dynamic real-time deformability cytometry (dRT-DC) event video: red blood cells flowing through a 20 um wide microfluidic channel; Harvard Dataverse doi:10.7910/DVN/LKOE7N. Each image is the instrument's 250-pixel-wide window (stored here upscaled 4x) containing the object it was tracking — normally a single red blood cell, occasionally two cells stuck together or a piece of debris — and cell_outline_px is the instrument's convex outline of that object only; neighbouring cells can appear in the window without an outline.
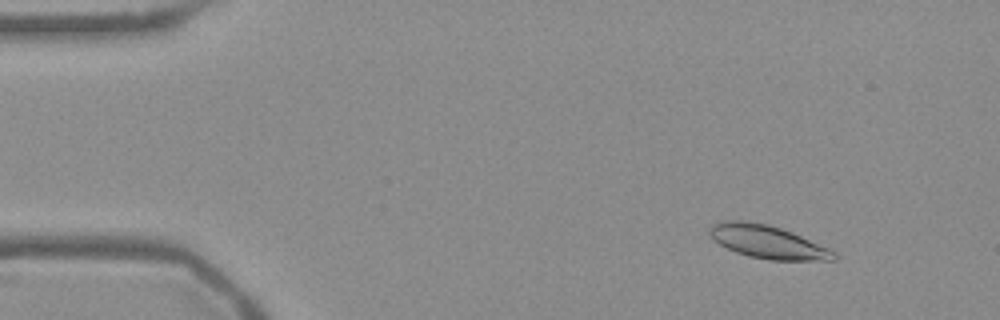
{"species": "Egyptian fruit bat (a non-hibernating species)", "species_latin": "Rousettus aegyptiacus", "temperature_condition": "warm", "stored_images_in_passage": 54, "camera_frame_rate_fps": 3000, "um_per_image_px": 0.085, "frame": {"image": 1, "passage_image": 6, "time_ms": 1.667, "image_size_px": [1000, 320], "cell_outline_px": [[840, 256], [836, 260], [768, 260], [748, 256], [736, 252], [712, 240], [708, 232], [708, 228], [712, 224], [720, 220], [744, 220], [768, 224], [792, 232], [828, 248], [836, 252]], "centroid_in_image_um": [65.22, 20.55], "position_along_channel_um": 19.8, "area_um2": 24.22}}
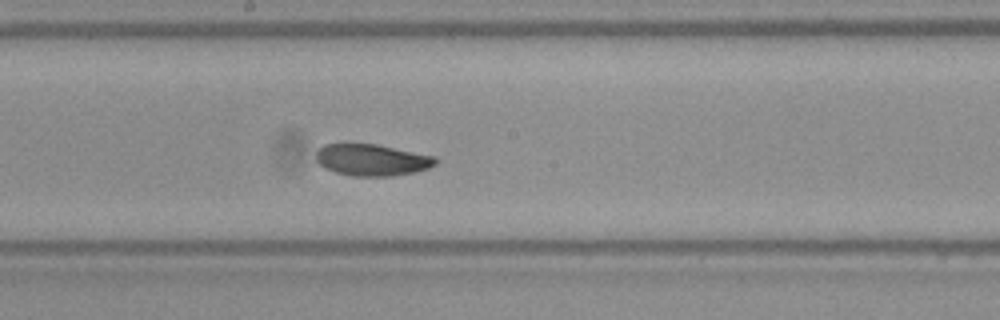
{"frame": {"image": 2, "passage_image": 29, "time_ms": 9.333, "image_size_px": [1000, 320], "cell_outline_px": [[436, 164], [428, 168], [412, 172], [392, 176], [352, 176], [336, 172], [324, 168], [316, 160], [316, 152], [324, 144], [348, 140], [376, 144], [436, 156]], "centroid_in_image_um": [31.54, 13.54], "position_along_channel_um": 216.7, "area_um2": 22.66}}
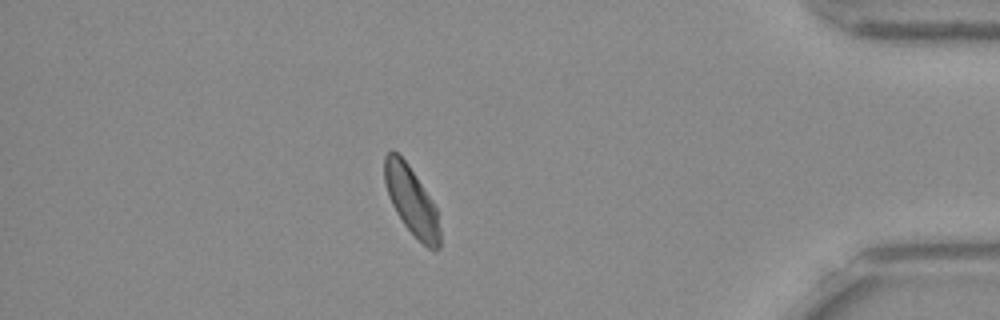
{"frame": {"image": 3, "passage_image": 47, "time_ms": 15.333, "image_size_px": [1000, 320], "cell_outline_px": [[440, 248], [428, 248], [404, 224], [396, 212], [388, 196], [384, 180], [384, 156], [388, 152], [396, 152], [408, 164], [432, 200], [436, 208], [440, 228]], "centroid_in_image_um": [34.97, 17.05], "position_along_channel_um": 400.2, "area_um2": 21.56}, "authors_computed_cell_mechanics": {"area_um2": 22.6576, "velocity_mm_per_s": 3.7444, "shape_relaxation_time_tau1_ms": 4.4383, "shape_relaxation_time_tau2_ms": 3.4317, "deformation_change_tau1": 0.1243, "deformation_change_tau2": 0.0809}}